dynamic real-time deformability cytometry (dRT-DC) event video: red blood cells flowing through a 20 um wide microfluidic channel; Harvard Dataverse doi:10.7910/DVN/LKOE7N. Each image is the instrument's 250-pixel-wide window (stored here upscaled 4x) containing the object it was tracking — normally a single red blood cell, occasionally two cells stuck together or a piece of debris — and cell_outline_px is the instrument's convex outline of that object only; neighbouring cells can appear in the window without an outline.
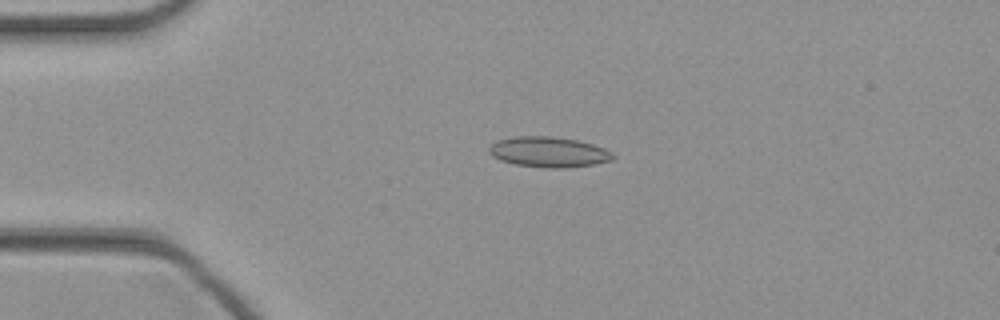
{"species": "common noctule bat (a hibernating species)", "species_latin": "Nyctalus noctula", "temperature_condition": "cold", "stored_images_in_passage": 46, "camera_frame_rate_fps": 3000, "um_per_image_px": 0.085, "animal": {"sex": "female", "body_mass_g": 21.9}, "frame": {"image": 1, "passage_image": 11, "time_ms": 3.333, "image_size_px": [1000, 320], "cell_outline_px": [[616, 156], [612, 160], [592, 164], [564, 168], [548, 168], [516, 164], [500, 160], [492, 156], [488, 152], [488, 148], [496, 140], [516, 136], [548, 136], [576, 140], [592, 144], [604, 148], [612, 152]], "centroid_in_image_um": [46.61, 12.92], "position_along_channel_um": 38.4, "area_um2": 21.85}}
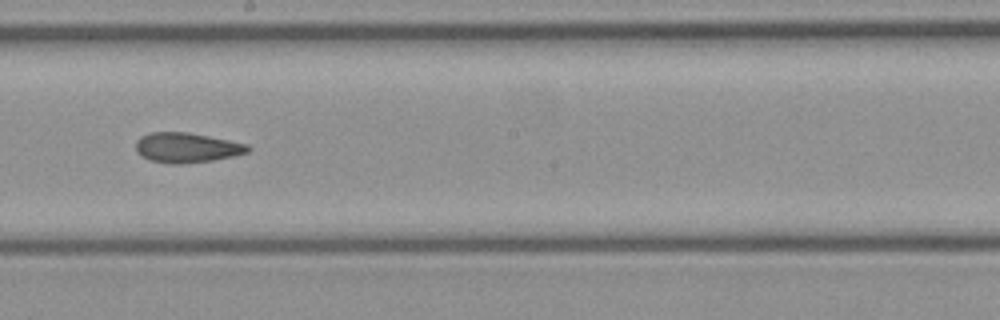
{"frame": {"image": 2, "passage_image": 26, "time_ms": 8.333, "image_size_px": [1000, 320], "cell_outline_px": [[252, 148], [248, 152], [232, 156], [212, 160], [180, 164], [168, 164], [152, 160], [140, 156], [136, 152], [136, 140], [140, 136], [152, 132], [188, 132], [248, 144]], "centroid_in_image_um": [15.85, 12.55], "position_along_channel_um": 232.4, "area_um2": 19.54}}
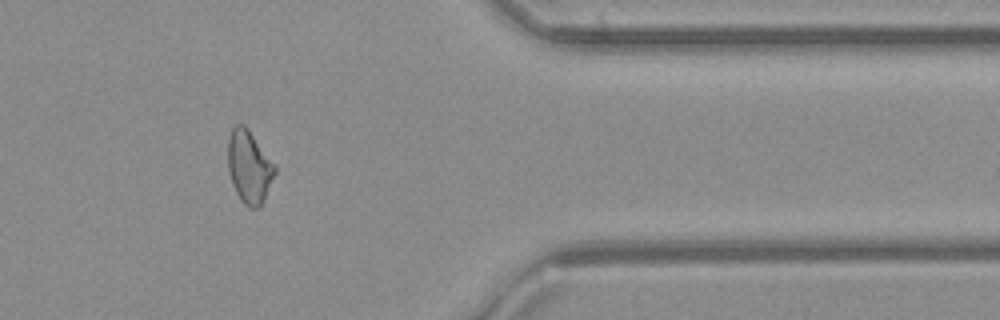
{"frame": {"image": 3, "passage_image": 38, "time_ms": 12.333, "image_size_px": [1000, 320], "cell_outline_px": [[276, 172], [260, 208], [248, 208], [240, 200], [232, 184], [228, 168], [228, 136], [232, 128], [236, 124], [244, 124], [248, 128], [276, 168]], "centroid_in_image_um": [21.15, 14.19], "position_along_channel_um": 390.2, "area_um2": 19.77}}